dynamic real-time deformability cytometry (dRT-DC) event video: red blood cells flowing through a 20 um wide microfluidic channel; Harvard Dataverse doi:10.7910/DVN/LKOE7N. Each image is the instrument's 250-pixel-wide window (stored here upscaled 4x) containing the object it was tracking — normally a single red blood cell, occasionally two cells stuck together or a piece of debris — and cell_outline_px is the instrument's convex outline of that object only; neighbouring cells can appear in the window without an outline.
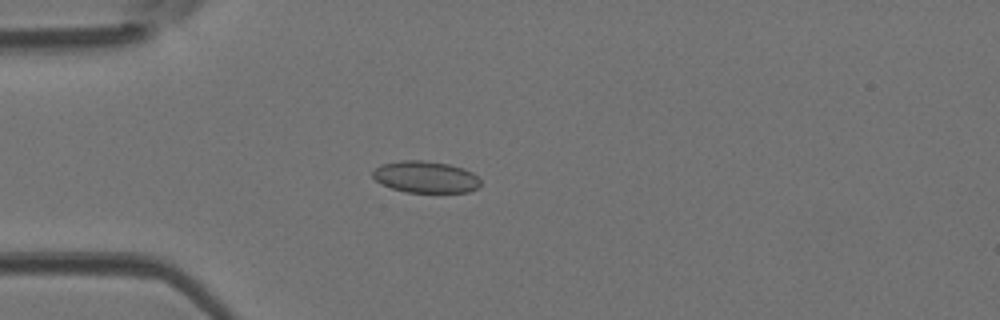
{"species": "Egyptian fruit bat (a non-hibernating species)", "species_latin": "Rousettus aegyptiacus", "temperature_condition": "room temperature", "stored_images_in_passage": 47, "camera_frame_rate_fps": 3000, "um_per_image_px": 0.085, "animal": {"sex": "female"}, "frame": {"image": 1, "passage_image": 12, "time_ms": 3.667, "image_size_px": [1000, 320], "cell_outline_px": [[480, 188], [468, 192], [404, 192], [392, 188], [376, 180], [372, 176], [372, 172], [380, 164], [400, 160], [420, 160], [448, 164], [464, 168], [472, 172], [480, 180]], "centroid_in_image_um": [36.19, 15.04], "position_along_channel_um": 48.8, "area_um2": 19.94}}
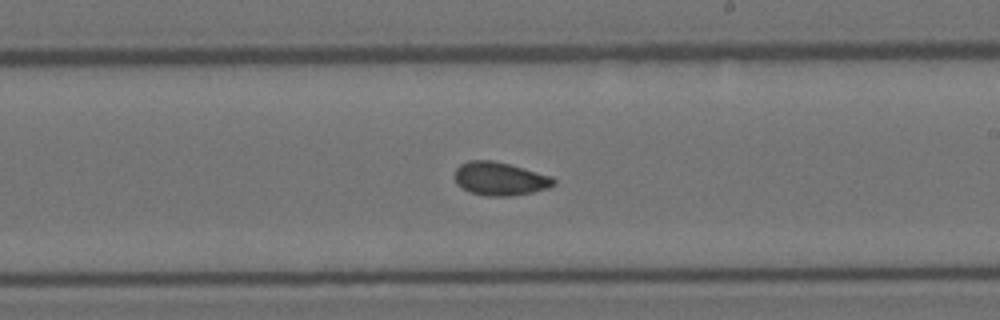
{"frame": {"image": 2, "passage_image": 27, "time_ms": 8.667, "image_size_px": [1000, 320], "cell_outline_px": [[556, 184], [548, 188], [532, 192], [508, 196], [484, 196], [468, 192], [456, 184], [456, 168], [460, 164], [468, 160], [492, 160], [524, 168], [552, 176], [556, 180]], "centroid_in_image_um": [42.49, 15.2], "position_along_channel_um": 246.5, "area_um2": 19.31}}
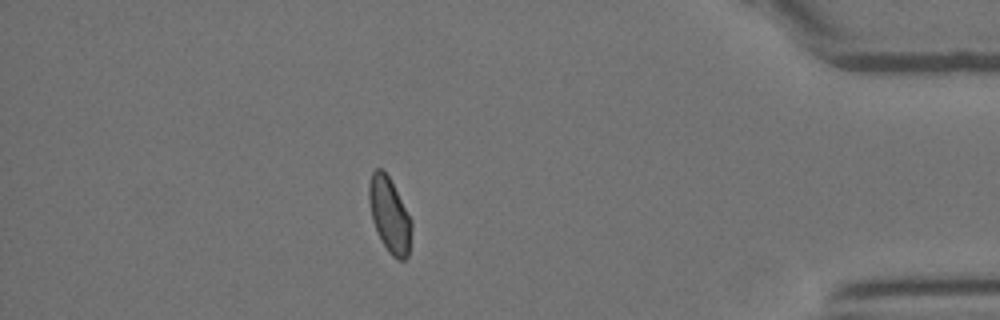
{"frame": {"image": 3, "passage_image": 41, "time_ms": 13.333, "image_size_px": [1000, 320], "cell_outline_px": [[412, 228], [408, 256], [404, 260], [396, 260], [388, 252], [372, 220], [368, 200], [368, 184], [372, 172], [376, 168], [384, 168], [412, 220]], "centroid_in_image_um": [33.11, 18.26], "position_along_channel_um": 402.1, "area_um2": 18.61}, "authors_computed_cell_mechanics": {"area_um2": 19.074, "velocity_mm_per_s": 4.2264, "shape_relaxation_time_tau1_ms": null, "shape_relaxation_time_tau2_ms": 2.7231, "deformation_change_tau1": null, "deformation_change_tau2": 0.0766}}